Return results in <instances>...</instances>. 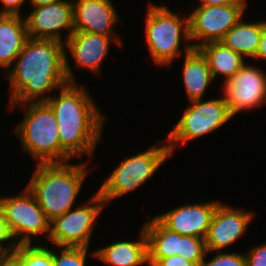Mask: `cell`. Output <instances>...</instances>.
Instances as JSON below:
<instances>
[{
	"label": "cell",
	"instance_id": "6da1fadb",
	"mask_svg": "<svg viewBox=\"0 0 266 266\" xmlns=\"http://www.w3.org/2000/svg\"><path fill=\"white\" fill-rule=\"evenodd\" d=\"M66 52L63 42L29 37L6 73L10 104L46 102L51 96L46 92L75 83Z\"/></svg>",
	"mask_w": 266,
	"mask_h": 266
},
{
	"label": "cell",
	"instance_id": "7a4b0ae2",
	"mask_svg": "<svg viewBox=\"0 0 266 266\" xmlns=\"http://www.w3.org/2000/svg\"><path fill=\"white\" fill-rule=\"evenodd\" d=\"M86 90L68 83L59 96L46 101L57 120L61 147L72 158L81 154L92 158L106 120Z\"/></svg>",
	"mask_w": 266,
	"mask_h": 266
},
{
	"label": "cell",
	"instance_id": "3957f363",
	"mask_svg": "<svg viewBox=\"0 0 266 266\" xmlns=\"http://www.w3.org/2000/svg\"><path fill=\"white\" fill-rule=\"evenodd\" d=\"M37 164L26 187L52 221L72 209L87 175L86 163Z\"/></svg>",
	"mask_w": 266,
	"mask_h": 266
},
{
	"label": "cell",
	"instance_id": "277c9868",
	"mask_svg": "<svg viewBox=\"0 0 266 266\" xmlns=\"http://www.w3.org/2000/svg\"><path fill=\"white\" fill-rule=\"evenodd\" d=\"M26 106L23 121L16 125L15 133L24 151L38 164L66 163L73 159L60 144L58 124L54 112L46 102L10 104L12 109Z\"/></svg>",
	"mask_w": 266,
	"mask_h": 266
},
{
	"label": "cell",
	"instance_id": "5b68a950",
	"mask_svg": "<svg viewBox=\"0 0 266 266\" xmlns=\"http://www.w3.org/2000/svg\"><path fill=\"white\" fill-rule=\"evenodd\" d=\"M145 37L152 60L156 65L169 66L181 53L180 43L190 42L189 17L181 19L168 6L149 4Z\"/></svg>",
	"mask_w": 266,
	"mask_h": 266
},
{
	"label": "cell",
	"instance_id": "8992f818",
	"mask_svg": "<svg viewBox=\"0 0 266 266\" xmlns=\"http://www.w3.org/2000/svg\"><path fill=\"white\" fill-rule=\"evenodd\" d=\"M171 156L168 143L124 159L97 191L104 202L120 198L142 186Z\"/></svg>",
	"mask_w": 266,
	"mask_h": 266
},
{
	"label": "cell",
	"instance_id": "52a82bcc",
	"mask_svg": "<svg viewBox=\"0 0 266 266\" xmlns=\"http://www.w3.org/2000/svg\"><path fill=\"white\" fill-rule=\"evenodd\" d=\"M190 103L177 124H174L173 130L168 133L166 142L171 156L176 144H185L214 132L233 118L223 97L206 101L194 100Z\"/></svg>",
	"mask_w": 266,
	"mask_h": 266
},
{
	"label": "cell",
	"instance_id": "ba28073f",
	"mask_svg": "<svg viewBox=\"0 0 266 266\" xmlns=\"http://www.w3.org/2000/svg\"><path fill=\"white\" fill-rule=\"evenodd\" d=\"M84 205L70 209L50 222L48 239L54 247H88L94 232L96 219L106 203L96 192Z\"/></svg>",
	"mask_w": 266,
	"mask_h": 266
},
{
	"label": "cell",
	"instance_id": "9c48e42d",
	"mask_svg": "<svg viewBox=\"0 0 266 266\" xmlns=\"http://www.w3.org/2000/svg\"><path fill=\"white\" fill-rule=\"evenodd\" d=\"M0 209L17 244H32L33 235L45 233L48 239L51 221L27 187L20 195L0 197Z\"/></svg>",
	"mask_w": 266,
	"mask_h": 266
},
{
	"label": "cell",
	"instance_id": "30bf717a",
	"mask_svg": "<svg viewBox=\"0 0 266 266\" xmlns=\"http://www.w3.org/2000/svg\"><path fill=\"white\" fill-rule=\"evenodd\" d=\"M247 4L221 6L199 5L189 17V38L193 49L210 42H219L242 18ZM196 40L199 42L197 43Z\"/></svg>",
	"mask_w": 266,
	"mask_h": 266
},
{
	"label": "cell",
	"instance_id": "8fae6325",
	"mask_svg": "<svg viewBox=\"0 0 266 266\" xmlns=\"http://www.w3.org/2000/svg\"><path fill=\"white\" fill-rule=\"evenodd\" d=\"M222 90L225 104L234 117L243 110H253L266 103V75L258 67L244 63L224 82Z\"/></svg>",
	"mask_w": 266,
	"mask_h": 266
},
{
	"label": "cell",
	"instance_id": "7c38bea8",
	"mask_svg": "<svg viewBox=\"0 0 266 266\" xmlns=\"http://www.w3.org/2000/svg\"><path fill=\"white\" fill-rule=\"evenodd\" d=\"M72 3V0H59L52 4L34 7L33 11L24 17L28 36L35 39H53L65 43L74 32ZM62 29L68 30L64 41L61 35Z\"/></svg>",
	"mask_w": 266,
	"mask_h": 266
},
{
	"label": "cell",
	"instance_id": "4fadbf2b",
	"mask_svg": "<svg viewBox=\"0 0 266 266\" xmlns=\"http://www.w3.org/2000/svg\"><path fill=\"white\" fill-rule=\"evenodd\" d=\"M254 218V213L243 212L238 208L219 202L212 215L209 231L205 239L206 249L210 253L234 244L244 235Z\"/></svg>",
	"mask_w": 266,
	"mask_h": 266
},
{
	"label": "cell",
	"instance_id": "5bb4252c",
	"mask_svg": "<svg viewBox=\"0 0 266 266\" xmlns=\"http://www.w3.org/2000/svg\"><path fill=\"white\" fill-rule=\"evenodd\" d=\"M218 203L219 200L185 204L159 214L155 218L172 232L206 239L210 221Z\"/></svg>",
	"mask_w": 266,
	"mask_h": 266
},
{
	"label": "cell",
	"instance_id": "9a60e30c",
	"mask_svg": "<svg viewBox=\"0 0 266 266\" xmlns=\"http://www.w3.org/2000/svg\"><path fill=\"white\" fill-rule=\"evenodd\" d=\"M111 40H114L119 47H123L118 36L79 31H74L64 45L68 48L78 68L90 70L98 75Z\"/></svg>",
	"mask_w": 266,
	"mask_h": 266
},
{
	"label": "cell",
	"instance_id": "2e32d148",
	"mask_svg": "<svg viewBox=\"0 0 266 266\" xmlns=\"http://www.w3.org/2000/svg\"><path fill=\"white\" fill-rule=\"evenodd\" d=\"M73 4L74 31L117 36L120 21L111 0H77Z\"/></svg>",
	"mask_w": 266,
	"mask_h": 266
},
{
	"label": "cell",
	"instance_id": "e0dca14e",
	"mask_svg": "<svg viewBox=\"0 0 266 266\" xmlns=\"http://www.w3.org/2000/svg\"><path fill=\"white\" fill-rule=\"evenodd\" d=\"M140 240L117 241L97 249L92 254L109 266H139L148 264V240L144 227L140 230Z\"/></svg>",
	"mask_w": 266,
	"mask_h": 266
},
{
	"label": "cell",
	"instance_id": "ac0fdd59",
	"mask_svg": "<svg viewBox=\"0 0 266 266\" xmlns=\"http://www.w3.org/2000/svg\"><path fill=\"white\" fill-rule=\"evenodd\" d=\"M183 81L190 101L200 100L213 79L206 57L188 42L184 47Z\"/></svg>",
	"mask_w": 266,
	"mask_h": 266
},
{
	"label": "cell",
	"instance_id": "d6986e66",
	"mask_svg": "<svg viewBox=\"0 0 266 266\" xmlns=\"http://www.w3.org/2000/svg\"><path fill=\"white\" fill-rule=\"evenodd\" d=\"M26 19L22 15L0 14V67H12L28 40Z\"/></svg>",
	"mask_w": 266,
	"mask_h": 266
},
{
	"label": "cell",
	"instance_id": "ffe728a7",
	"mask_svg": "<svg viewBox=\"0 0 266 266\" xmlns=\"http://www.w3.org/2000/svg\"><path fill=\"white\" fill-rule=\"evenodd\" d=\"M206 57L213 79L223 75L225 81L234 76L245 63L244 58L222 42H210L198 48Z\"/></svg>",
	"mask_w": 266,
	"mask_h": 266
},
{
	"label": "cell",
	"instance_id": "44dd1931",
	"mask_svg": "<svg viewBox=\"0 0 266 266\" xmlns=\"http://www.w3.org/2000/svg\"><path fill=\"white\" fill-rule=\"evenodd\" d=\"M241 18L220 41L243 58H254L263 29V21L247 23Z\"/></svg>",
	"mask_w": 266,
	"mask_h": 266
},
{
	"label": "cell",
	"instance_id": "7402d4cb",
	"mask_svg": "<svg viewBox=\"0 0 266 266\" xmlns=\"http://www.w3.org/2000/svg\"><path fill=\"white\" fill-rule=\"evenodd\" d=\"M143 227L148 240V258H167L179 253L180 234L164 227L155 217Z\"/></svg>",
	"mask_w": 266,
	"mask_h": 266
},
{
	"label": "cell",
	"instance_id": "603a6c76",
	"mask_svg": "<svg viewBox=\"0 0 266 266\" xmlns=\"http://www.w3.org/2000/svg\"><path fill=\"white\" fill-rule=\"evenodd\" d=\"M12 255L21 266H53L52 250L41 245L18 244Z\"/></svg>",
	"mask_w": 266,
	"mask_h": 266
},
{
	"label": "cell",
	"instance_id": "cb8c5ba5",
	"mask_svg": "<svg viewBox=\"0 0 266 266\" xmlns=\"http://www.w3.org/2000/svg\"><path fill=\"white\" fill-rule=\"evenodd\" d=\"M206 254H208V251L206 249L205 239L180 235V247L177 255L190 260L196 266H201Z\"/></svg>",
	"mask_w": 266,
	"mask_h": 266
},
{
	"label": "cell",
	"instance_id": "d4e9b609",
	"mask_svg": "<svg viewBox=\"0 0 266 266\" xmlns=\"http://www.w3.org/2000/svg\"><path fill=\"white\" fill-rule=\"evenodd\" d=\"M52 250L53 266H85L88 247H59Z\"/></svg>",
	"mask_w": 266,
	"mask_h": 266
},
{
	"label": "cell",
	"instance_id": "484cf974",
	"mask_svg": "<svg viewBox=\"0 0 266 266\" xmlns=\"http://www.w3.org/2000/svg\"><path fill=\"white\" fill-rule=\"evenodd\" d=\"M201 266H246L245 254L220 251L208 262L204 258Z\"/></svg>",
	"mask_w": 266,
	"mask_h": 266
},
{
	"label": "cell",
	"instance_id": "4316f807",
	"mask_svg": "<svg viewBox=\"0 0 266 266\" xmlns=\"http://www.w3.org/2000/svg\"><path fill=\"white\" fill-rule=\"evenodd\" d=\"M6 241H9L10 243L8 242V245H4V247L3 243ZM17 246L18 244L8 227L2 210L0 209V256L12 255Z\"/></svg>",
	"mask_w": 266,
	"mask_h": 266
},
{
	"label": "cell",
	"instance_id": "83f0119b",
	"mask_svg": "<svg viewBox=\"0 0 266 266\" xmlns=\"http://www.w3.org/2000/svg\"><path fill=\"white\" fill-rule=\"evenodd\" d=\"M245 254L246 266H266V242L252 247Z\"/></svg>",
	"mask_w": 266,
	"mask_h": 266
},
{
	"label": "cell",
	"instance_id": "f1b7e54d",
	"mask_svg": "<svg viewBox=\"0 0 266 266\" xmlns=\"http://www.w3.org/2000/svg\"><path fill=\"white\" fill-rule=\"evenodd\" d=\"M149 266H196L190 260L180 255H173L167 258H148Z\"/></svg>",
	"mask_w": 266,
	"mask_h": 266
},
{
	"label": "cell",
	"instance_id": "f546056e",
	"mask_svg": "<svg viewBox=\"0 0 266 266\" xmlns=\"http://www.w3.org/2000/svg\"><path fill=\"white\" fill-rule=\"evenodd\" d=\"M3 9H0V14L7 15H22L20 8L26 0H0Z\"/></svg>",
	"mask_w": 266,
	"mask_h": 266
},
{
	"label": "cell",
	"instance_id": "4dcf8cb0",
	"mask_svg": "<svg viewBox=\"0 0 266 266\" xmlns=\"http://www.w3.org/2000/svg\"><path fill=\"white\" fill-rule=\"evenodd\" d=\"M254 59H263L266 60V21L263 20V29L260 37V42L254 56Z\"/></svg>",
	"mask_w": 266,
	"mask_h": 266
},
{
	"label": "cell",
	"instance_id": "1f68e13d",
	"mask_svg": "<svg viewBox=\"0 0 266 266\" xmlns=\"http://www.w3.org/2000/svg\"><path fill=\"white\" fill-rule=\"evenodd\" d=\"M200 5L206 6H221V5H232V4H247V0H200Z\"/></svg>",
	"mask_w": 266,
	"mask_h": 266
},
{
	"label": "cell",
	"instance_id": "d6a6232c",
	"mask_svg": "<svg viewBox=\"0 0 266 266\" xmlns=\"http://www.w3.org/2000/svg\"><path fill=\"white\" fill-rule=\"evenodd\" d=\"M0 266H21L19 261L13 256H0Z\"/></svg>",
	"mask_w": 266,
	"mask_h": 266
},
{
	"label": "cell",
	"instance_id": "836d02e7",
	"mask_svg": "<svg viewBox=\"0 0 266 266\" xmlns=\"http://www.w3.org/2000/svg\"><path fill=\"white\" fill-rule=\"evenodd\" d=\"M32 7H39V6H43V5H47V4H52L55 3L59 0H29Z\"/></svg>",
	"mask_w": 266,
	"mask_h": 266
}]
</instances>
